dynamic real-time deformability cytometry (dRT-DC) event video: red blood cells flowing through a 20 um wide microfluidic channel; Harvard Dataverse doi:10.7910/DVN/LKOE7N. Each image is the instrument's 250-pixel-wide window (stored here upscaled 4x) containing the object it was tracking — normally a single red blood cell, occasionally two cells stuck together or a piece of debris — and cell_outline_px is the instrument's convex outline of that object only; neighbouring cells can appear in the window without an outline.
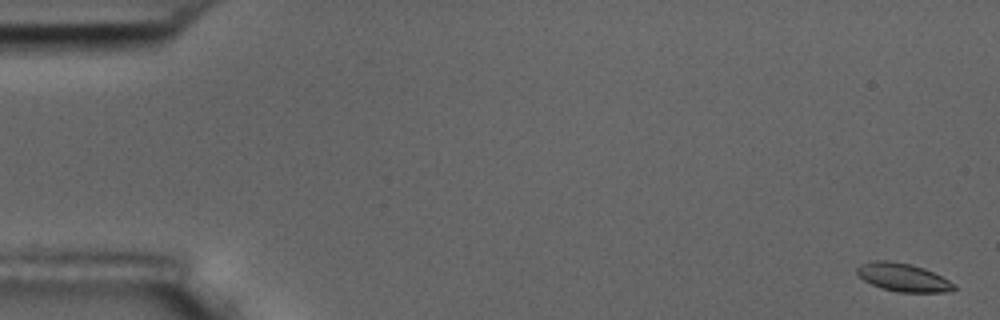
{"species": "common noctule bat (a hibernating species)", "species_latin": "Nyctalus noctula", "temperature_condition": "room temperature", "stored_images_in_passage": 57, "camera_frame_rate_fps": 3000, "um_per_image_px": 0.085, "animal": {"sex": "male", "body_mass_g": 17.5, "forearm_length_mm": 52.3}, "frame": {"image": 1, "passage_image": 2, "time_ms": 0.333, "image_size_px": [1000, 320], "cell_outline_px": [[956, 288], [948, 292], [896, 292], [872, 284], [864, 280], [856, 272], [856, 268], [860, 264], [872, 260], [888, 260], [912, 264], [924, 268], [956, 284]], "centroid_in_image_um": [76.75, 23.56], "position_along_channel_um": 8.2, "area_um2": 15.9}}
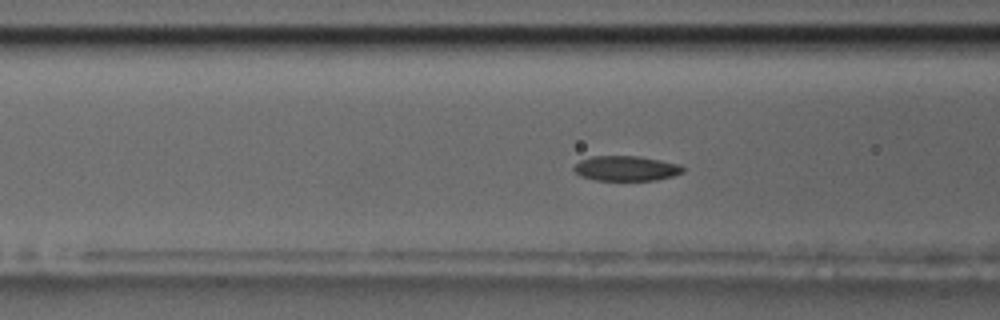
{"frame": {"image": 2, "passage_image": 23, "time_ms": 7.333, "image_size_px": [1000, 320], "cell_outline_px": [[684, 172], [672, 176], [656, 180], [596, 180], [580, 176], [572, 168], [580, 160], [592, 156], [640, 156], [680, 164], [684, 168]], "centroid_in_image_um": [53.22, 14.31], "position_along_channel_um": 113.4, "area_um2": 15.9}}
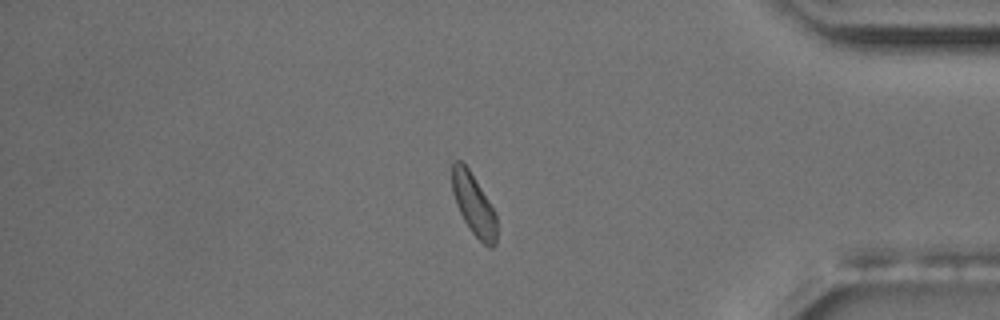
{"frame": {"image": 3, "passage_image": 49, "time_ms": 16.0, "image_size_px": [1000, 320], "cell_outline_px": [[496, 244], [492, 248], [488, 248], [472, 232], [464, 220], [456, 204], [452, 192], [452, 160], [460, 160], [468, 168], [496, 212]], "centroid_in_image_um": [40.26, 17.39], "position_along_channel_um": 394.9, "area_um2": 15.9}, "authors_computed_cell_mechanics": {"area_um2": 16.3574, "velocity_mm_per_s": 3.5808, "shape_relaxation_time_tau1_ms": null, "shape_relaxation_time_tau2_ms": 9.5627, "deformation_change_tau1": null, "deformation_change_tau2": 0.1434}}